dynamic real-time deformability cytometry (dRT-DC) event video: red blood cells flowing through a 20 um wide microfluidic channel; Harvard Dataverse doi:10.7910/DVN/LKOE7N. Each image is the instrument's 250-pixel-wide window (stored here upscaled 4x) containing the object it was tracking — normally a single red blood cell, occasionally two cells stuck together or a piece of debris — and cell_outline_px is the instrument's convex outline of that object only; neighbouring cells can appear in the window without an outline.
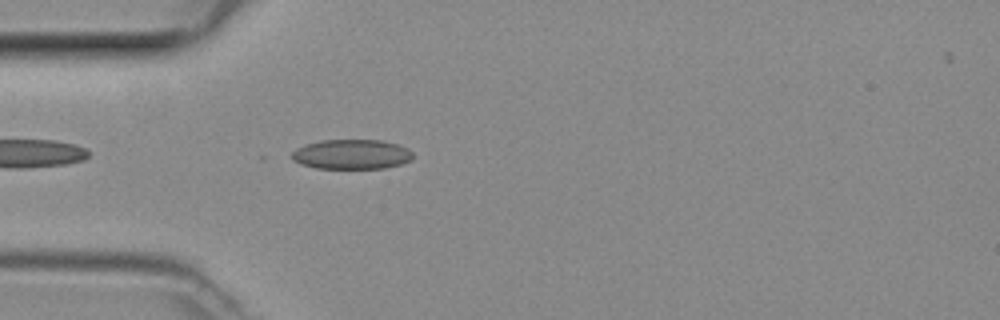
{"species": "common noctule bat (a hibernating species)", "species_latin": "Nyctalus noctula", "temperature_condition": "room temperature", "stored_images_in_passage": 37, "camera_frame_rate_fps": 3000, "um_per_image_px": 0.085, "animal": {"sex": "female", "body_mass_g": 29.2, "forearm_length_mm": 56.3}, "frame": {"image": 1, "passage_image": 3, "time_ms": 0.667, "image_size_px": [1000, 320], "cell_outline_px": [[412, 160], [400, 164], [384, 168], [316, 168], [300, 164], [292, 160], [288, 156], [296, 148], [304, 144], [320, 140], [384, 140], [408, 148], [412, 152]], "centroid_in_image_um": [29.84, 13.11], "position_along_channel_um": 55.2, "area_um2": 21.21}}
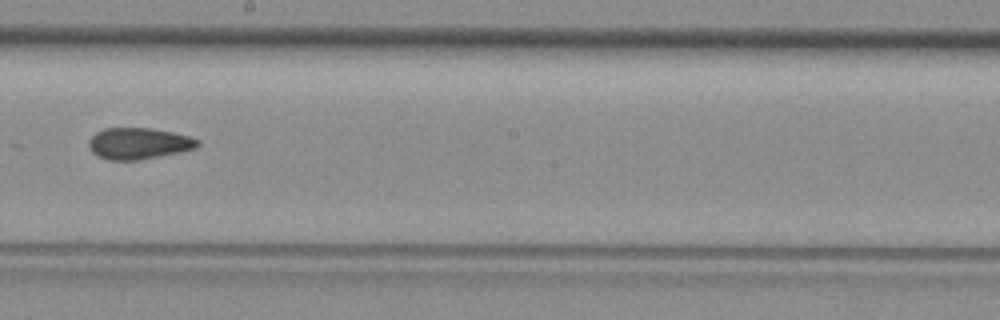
{"frame": {"image": 2, "passage_image": 16, "time_ms": 5.0, "image_size_px": [1000, 320], "cell_outline_px": [[200, 144], [196, 148], [160, 156], [140, 160], [108, 160], [96, 156], [92, 152], [88, 144], [88, 140], [96, 132], [104, 128], [152, 128], [172, 132], [188, 136], [200, 140]], "centroid_in_image_um": [11.76, 12.2], "position_along_channel_um": 236.4, "area_um2": 20.0}}
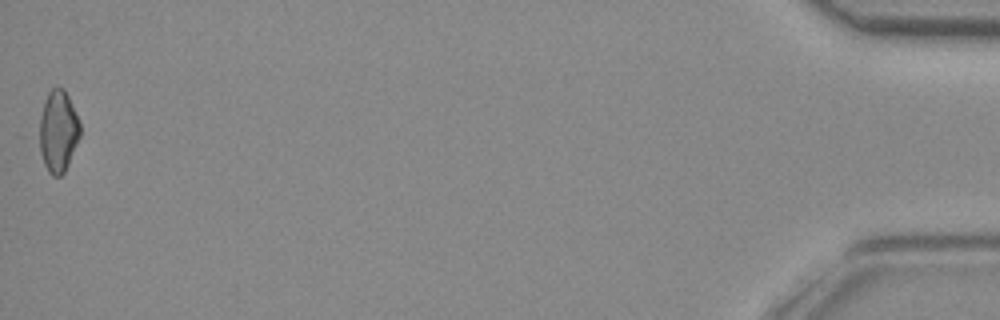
{"frame": {"image": 3, "passage_image": 37, "time_ms": 12.0, "image_size_px": [1000, 320], "cell_outline_px": [[80, 136], [68, 164], [64, 172], [60, 176], [52, 176], [48, 172], [44, 164], [32, 136], [44, 100], [48, 92], [52, 88], [64, 88], [68, 96], [80, 124]], "centroid_in_image_um": [4.82, 11.18], "position_along_channel_um": 430.4, "area_um2": 20.52}}